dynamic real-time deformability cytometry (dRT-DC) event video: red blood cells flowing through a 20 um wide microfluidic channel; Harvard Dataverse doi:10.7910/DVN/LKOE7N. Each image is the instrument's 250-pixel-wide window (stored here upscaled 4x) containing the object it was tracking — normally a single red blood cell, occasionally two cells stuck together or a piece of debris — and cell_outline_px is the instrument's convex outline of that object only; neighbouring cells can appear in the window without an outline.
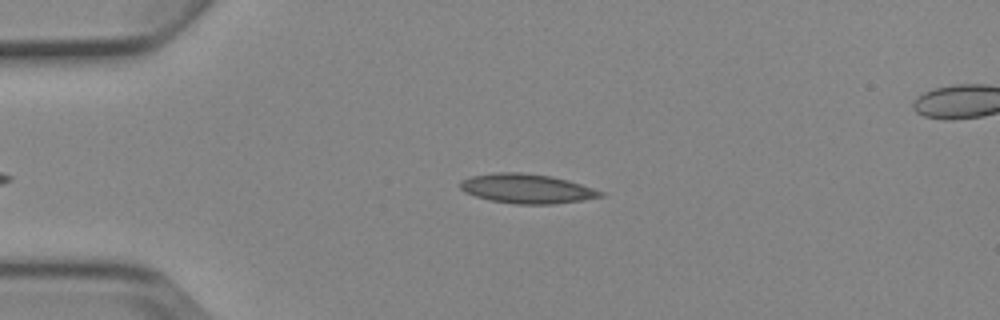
{"species": "Egyptian fruit bat (a non-hibernating species)", "species_latin": "Rousettus aegyptiacus", "temperature_condition": "cold", "stored_images_in_passage": 3, "segment_of_instrument_passage": [1, 2], "camera_frame_rate_fps": 3000, "um_per_image_px": 0.085, "animal": {"sex": "female"}, "frame": {"image": 1, "passage_image": 1, "time_ms": 0.0, "image_size_px": [1000, 320], "cell_outline_px": [[604, 196], [580, 200], [552, 204], [516, 204], [488, 200], [464, 192], [460, 188], [460, 180], [468, 176], [496, 172], [520, 172], [552, 176], [568, 180], [604, 192]], "centroid_in_image_um": [44.72, 16.02], "position_along_channel_um": 40.3, "area_um2": 24.1}}